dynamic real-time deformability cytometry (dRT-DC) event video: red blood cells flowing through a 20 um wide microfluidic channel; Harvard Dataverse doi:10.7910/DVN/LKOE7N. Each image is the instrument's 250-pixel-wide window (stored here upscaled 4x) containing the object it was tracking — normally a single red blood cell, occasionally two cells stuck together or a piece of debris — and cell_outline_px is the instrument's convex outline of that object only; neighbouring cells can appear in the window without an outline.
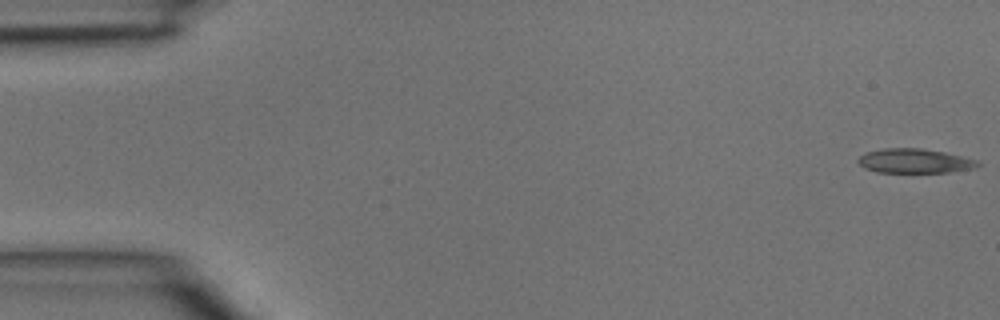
{"species": "common noctule bat (a hibernating species)", "species_latin": "Nyctalus noctula", "temperature_condition": "room temperature", "stored_images_in_passage": 4, "camera_frame_rate_fps": 3000, "um_per_image_px": 0.085, "animal": {"sex": "male", "body_mass_g": 15.6}, "frame": {"image": 1, "passage_image": 1, "time_ms": 0.0, "image_size_px": [1000, 320], "cell_outline_px": [[980, 164], [976, 168], [948, 172], [876, 172], [864, 168], [856, 160], [860, 156], [868, 152], [884, 148], [920, 148], [944, 152], [976, 160]], "centroid_in_image_um": [77.72, 13.68], "position_along_channel_um": 7.3, "area_um2": 16.82}}
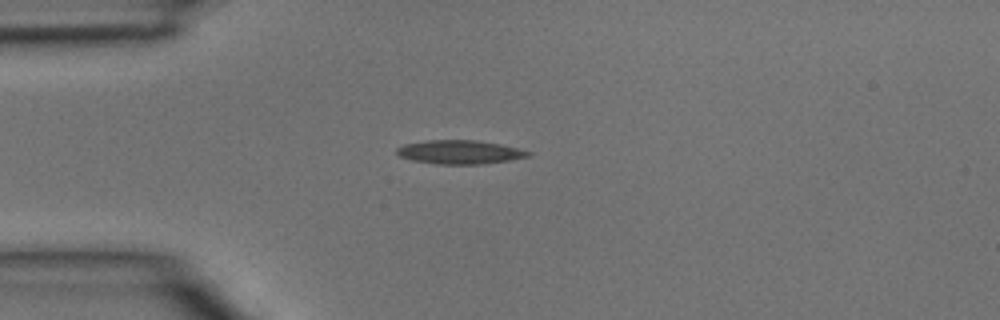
{"frame": {"image": 2, "passage_image": 4, "time_ms": 1.0, "image_size_px": [1000, 320], "cell_outline_px": [[532, 152], [528, 156], [508, 160], [484, 164], [440, 164], [412, 160], [400, 156], [396, 152], [396, 148], [404, 144], [428, 140], [476, 140], [500, 144], [520, 148]], "centroid_in_image_um": [39.08, 12.92], "position_along_channel_um": 45.9, "area_um2": 18.09}}